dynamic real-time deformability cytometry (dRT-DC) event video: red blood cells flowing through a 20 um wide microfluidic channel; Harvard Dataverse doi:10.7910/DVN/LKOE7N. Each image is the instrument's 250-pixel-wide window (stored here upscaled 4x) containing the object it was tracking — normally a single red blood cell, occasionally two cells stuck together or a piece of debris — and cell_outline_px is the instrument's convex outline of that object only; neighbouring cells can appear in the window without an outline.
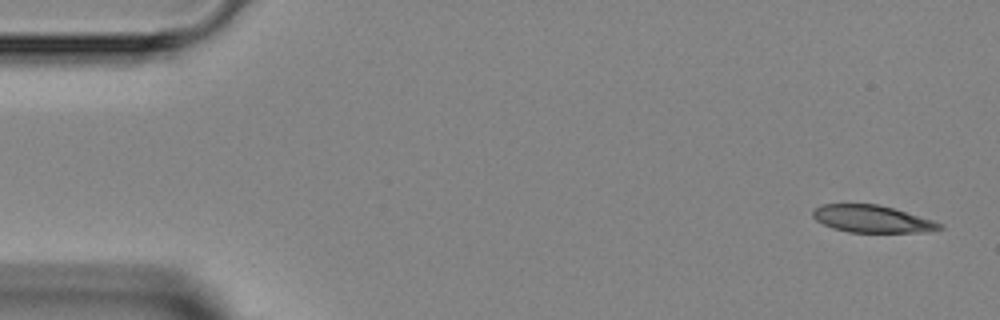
{"species": "Egyptian fruit bat (a non-hibernating species)", "species_latin": "Rousettus aegyptiacus", "temperature_condition": "room temperature", "stored_images_in_passage": 6, "camera_frame_rate_fps": 3000, "um_per_image_px": 0.085, "animal": {"sex": "female"}, "frame": {"image": 1, "passage_image": 1, "time_ms": 0.0, "image_size_px": [1000, 320], "cell_outline_px": [[944, 228], [928, 232], [848, 232], [832, 228], [816, 220], [812, 216], [812, 212], [816, 208], [824, 204], [876, 204], [892, 208], [932, 220], [944, 224]], "centroid_in_image_um": [74.14, 18.62], "position_along_channel_um": 10.9, "area_um2": 19.94}}
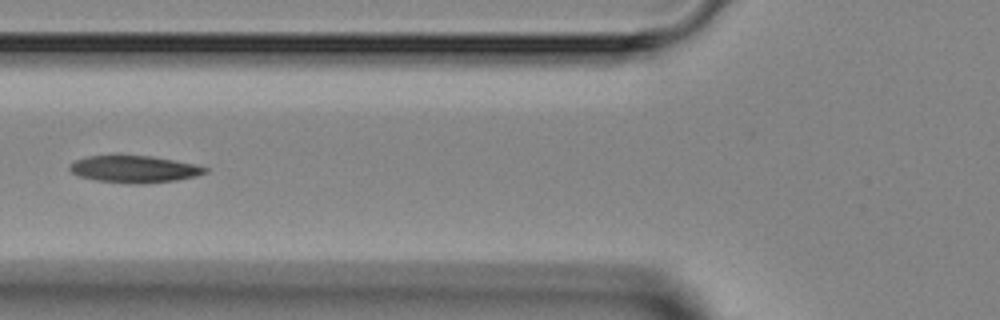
{"frame": {"image": 2, "passage_image": 5, "time_ms": 5.333, "image_size_px": [1000, 320], "cell_outline_px": [[208, 172], [196, 176], [176, 180], [140, 184], [96, 180], [80, 176], [72, 172], [68, 168], [68, 164], [76, 160], [88, 156], [116, 152], [120, 152], [152, 156], [196, 164], [208, 168]], "centroid_in_image_um": [11.38, 14.32], "position_along_channel_um": 114.4, "area_um2": 22.08}}
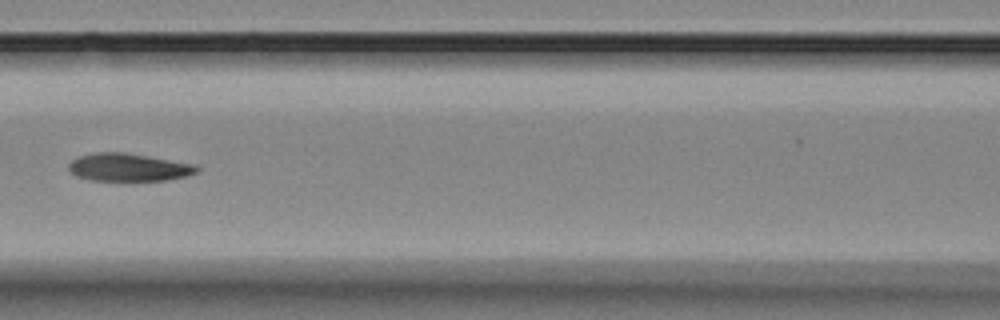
{"frame": {"image": 3, "passage_image": 6, "time_ms": 6.333, "image_size_px": [1000, 320], "cell_outline_px": [[200, 168], [196, 172], [184, 176], [168, 180], [88, 180], [76, 176], [68, 168], [68, 164], [72, 160], [80, 156], [96, 152], [124, 152], [196, 164]], "centroid_in_image_um": [10.92, 14.21], "position_along_channel_um": 155.7, "area_um2": 20.63}}